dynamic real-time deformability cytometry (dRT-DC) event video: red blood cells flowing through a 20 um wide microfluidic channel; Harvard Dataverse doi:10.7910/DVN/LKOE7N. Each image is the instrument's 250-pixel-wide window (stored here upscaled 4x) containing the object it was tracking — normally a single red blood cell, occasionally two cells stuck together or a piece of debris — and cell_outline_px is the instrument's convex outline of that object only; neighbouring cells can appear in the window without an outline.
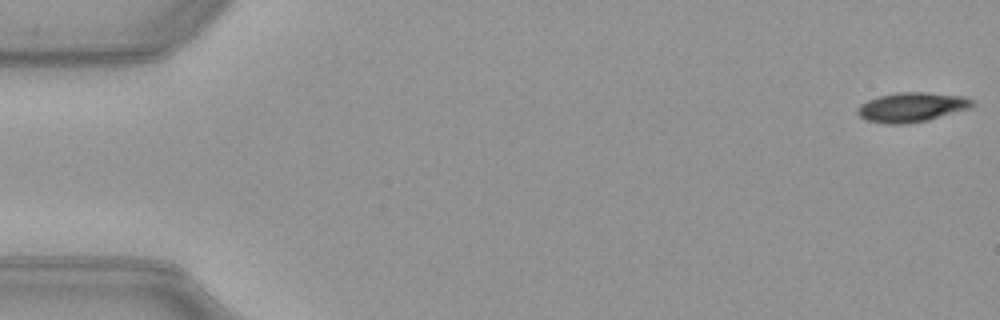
{"species": "common noctule bat (a hibernating species)", "species_latin": "Nyctalus noctula", "temperature_condition": "warm", "stored_images_in_passage": 52, "camera_frame_rate_fps": 3000, "um_per_image_px": 0.085, "animal": {"sex": "female", "body_mass_g": 21.9}, "frame": {"image": 1, "passage_image": 1, "time_ms": 0.0, "image_size_px": [1000, 320], "cell_outline_px": [[976, 104], [968, 108], [928, 120], [908, 124], [884, 124], [864, 120], [856, 112], [856, 108], [860, 104], [868, 100], [880, 96], [896, 92], [924, 92], [964, 96], [972, 100]], "centroid_in_image_um": [77.45, 9.12], "position_along_channel_um": 7.6, "area_um2": 19.83}}
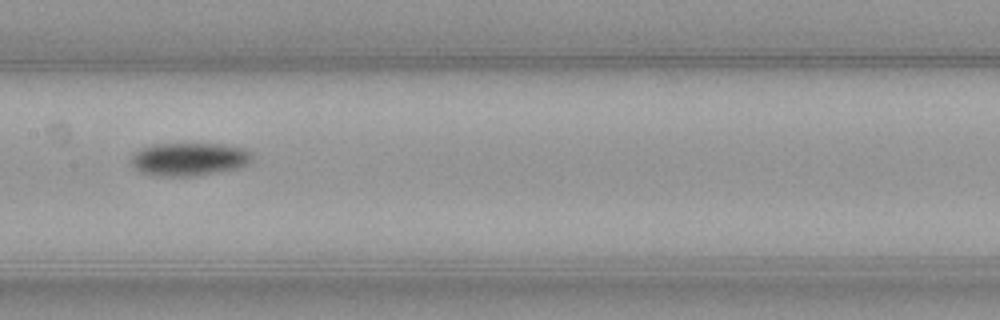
{"frame": {"image": 2, "passage_image": 26, "time_ms": 8.333, "image_size_px": [1000, 320], "cell_outline_px": [[252, 160], [248, 164], [236, 168], [216, 172], [192, 176], [148, 176], [140, 172], [132, 164], [132, 156], [136, 152], [152, 144], [220, 144], [244, 148], [252, 152]], "centroid_in_image_um": [16.08, 13.54], "position_along_channel_um": 191.3, "area_um2": 23.24}}
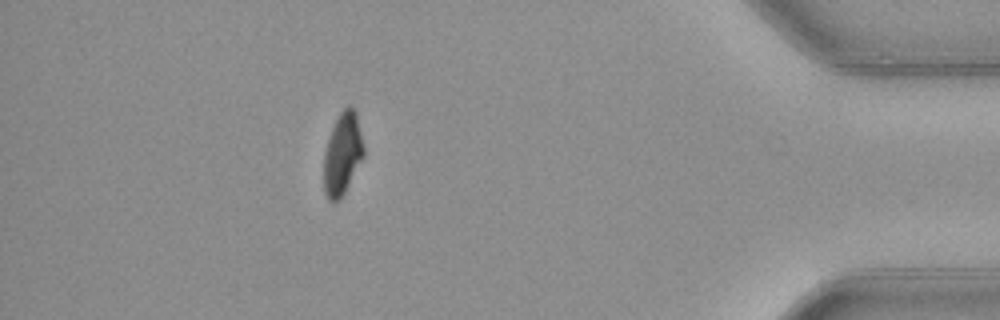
{"frame": {"image": 3, "passage_image": 46, "time_ms": 15.0, "image_size_px": [1000, 320], "cell_outline_px": [[364, 156], [340, 200], [336, 204], [332, 204], [328, 200], [324, 192], [324, 152], [332, 128], [340, 112], [348, 104], [356, 112], [364, 144]], "centroid_in_image_um": [29.11, 13.12], "position_along_channel_um": 406.1, "area_um2": 19.19}, "authors_computed_cell_mechanics": {"area_um2": 21.0392, "velocity_mm_per_s": 4.0099, "shape_relaxation_time_tau1_ms": 3.9994, "shape_relaxation_time_tau2_ms": null, "deformation_change_tau1": 0.1272, "deformation_change_tau2": null}}